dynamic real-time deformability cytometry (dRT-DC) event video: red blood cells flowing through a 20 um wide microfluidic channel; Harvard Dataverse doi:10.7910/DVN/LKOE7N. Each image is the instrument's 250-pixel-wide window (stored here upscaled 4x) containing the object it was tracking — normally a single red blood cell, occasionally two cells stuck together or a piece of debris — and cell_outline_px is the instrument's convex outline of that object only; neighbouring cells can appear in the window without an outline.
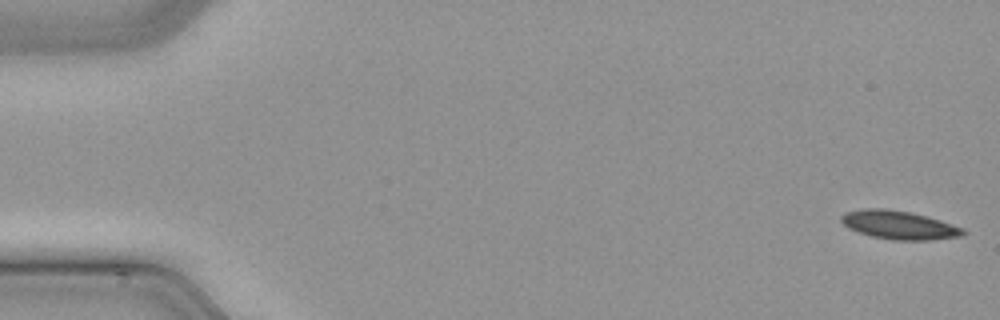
{"species": "common noctule bat (a hibernating species)", "species_latin": "Nyctalus noctula", "temperature_condition": "cold", "stored_images_in_passage": 22, "camera_frame_rate_fps": 3000, "um_per_image_px": 0.085, "animal": {"sex": "male", "body_mass_g": 21.5, "forearm_length_mm": 52.0}, "frame": {"image": 1, "passage_image": 1, "time_ms": 0.0, "image_size_px": [1000, 320], "cell_outline_px": [[968, 232], [964, 236], [932, 240], [892, 240], [872, 236], [848, 228], [840, 220], [840, 216], [844, 212], [864, 208], [884, 208], [912, 212], [940, 220], [964, 228]], "centroid_in_image_um": [76.45, 19.12], "position_along_channel_um": 8.6, "area_um2": 20.46}}
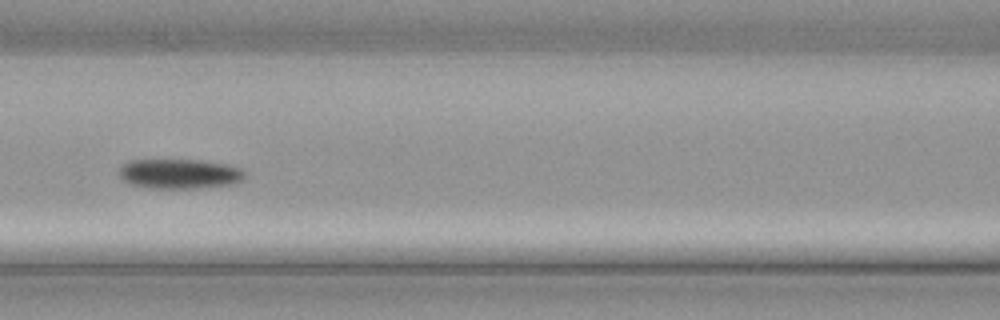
{"frame": {"image": 2, "passage_image": 22, "time_ms": 7.0, "image_size_px": [1000, 320], "cell_outline_px": [[244, 176], [240, 180], [232, 184], [196, 188], [152, 188], [128, 184], [120, 176], [120, 168], [128, 160], [200, 160], [228, 164], [240, 168], [244, 172]], "centroid_in_image_um": [15.24, 14.77], "position_along_channel_um": 151.4, "area_um2": 21.68}}